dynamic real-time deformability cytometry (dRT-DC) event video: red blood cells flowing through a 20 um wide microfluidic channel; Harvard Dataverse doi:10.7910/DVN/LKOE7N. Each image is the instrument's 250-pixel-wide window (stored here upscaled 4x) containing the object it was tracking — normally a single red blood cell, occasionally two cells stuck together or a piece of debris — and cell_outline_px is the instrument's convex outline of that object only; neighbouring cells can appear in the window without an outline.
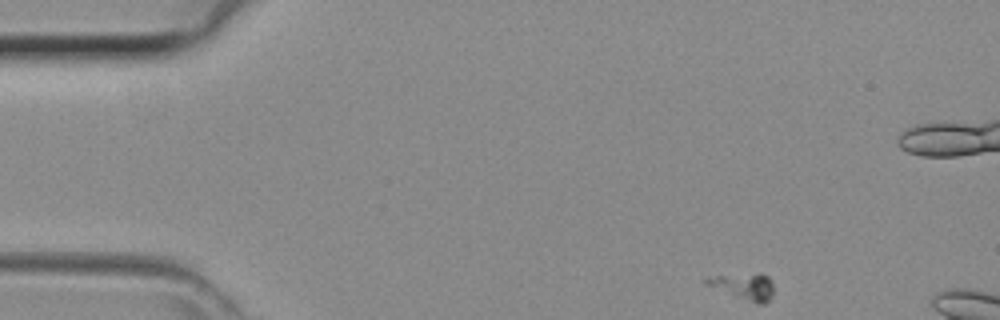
{"species": "common noctule bat (a hibernating species)", "species_latin": "Nyctalus noctula", "temperature_condition": "room temperature", "stored_images_in_passage": 6, "camera_frame_rate_fps": 3000, "um_per_image_px": 0.085, "animal": {"sex": "female", "body_mass_g": 29.2, "forearm_length_mm": 56.3}, "frame": {"image": 1, "passage_image": 1, "time_ms": 0.0, "image_size_px": [1000, 320], "cell_outline_px": [[772, 296], [764, 304], [756, 304], [704, 284], [704, 276], [760, 272], [768, 276], [772, 284]], "centroid_in_image_um": [63.19, 24.3], "position_along_channel_um": 21.8, "area_um2": 10.58}}